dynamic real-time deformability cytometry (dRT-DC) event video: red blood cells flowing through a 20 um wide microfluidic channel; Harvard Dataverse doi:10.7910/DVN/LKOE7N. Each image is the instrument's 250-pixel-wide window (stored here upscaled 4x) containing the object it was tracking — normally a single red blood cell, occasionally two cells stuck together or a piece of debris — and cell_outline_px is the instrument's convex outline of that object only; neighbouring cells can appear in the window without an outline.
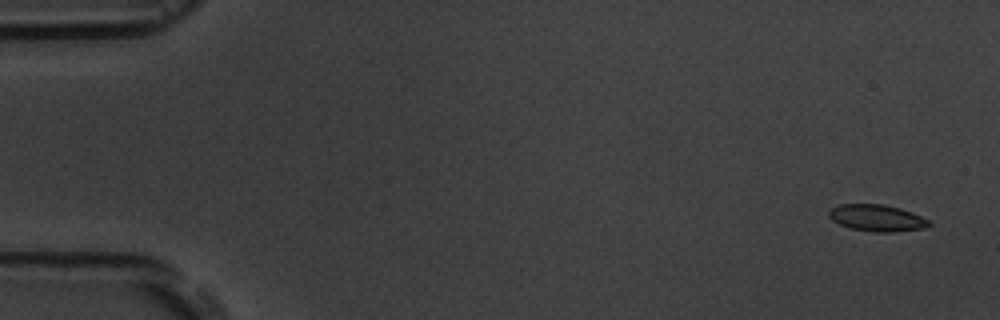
{"species": "common noctule bat (a hibernating species)", "species_latin": "Nyctalus noctula", "temperature_condition": "room temperature", "stored_images_in_passage": 4, "camera_frame_rate_fps": 3000, "um_per_image_px": 0.085, "animal": {"sex": "male", "body_mass_g": 19.5, "forearm_length_mm": 54.6}, "frame": {"image": 1, "passage_image": 1, "time_ms": 0.0, "image_size_px": [1000, 320], "cell_outline_px": [[932, 224], [928, 228], [892, 232], [872, 232], [848, 228], [832, 220], [828, 216], [828, 212], [832, 208], [840, 204], [884, 204], [900, 208], [912, 212], [928, 220]], "centroid_in_image_um": [74.55, 18.53], "position_along_channel_um": 10.5, "area_um2": 15.72}}